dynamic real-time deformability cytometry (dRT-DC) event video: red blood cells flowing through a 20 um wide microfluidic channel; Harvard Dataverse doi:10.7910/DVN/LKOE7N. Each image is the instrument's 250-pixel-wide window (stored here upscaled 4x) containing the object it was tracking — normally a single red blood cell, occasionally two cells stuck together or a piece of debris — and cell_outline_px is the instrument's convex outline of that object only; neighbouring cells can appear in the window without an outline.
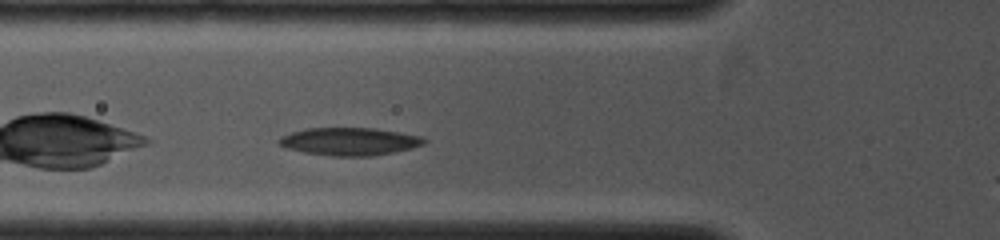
{"species": "common noctule bat (a hibernating species)", "species_latin": "Nyctalus noctula", "temperature_condition": "cold", "stored_images_in_passage": 37, "camera_frame_rate_fps": 4000, "um_per_image_px": 0.085, "animal": {"sex": "female", "body_mass_g": 19.0, "forearm_length_mm": 53.3}, "frame": {"image": 1, "passage_image": 7, "time_ms": 1.0, "image_size_px": [1000, 240], "cell_outline_px": [[428, 140], [424, 144], [412, 148], [392, 152], [368, 156], [332, 156], [304, 152], [288, 148], [280, 144], [276, 140], [280, 136], [304, 128], [376, 128], [424, 136]], "centroid_in_image_um": [29.73, 12.01], "position_along_channel_um": 96.1, "area_um2": 23.52}}
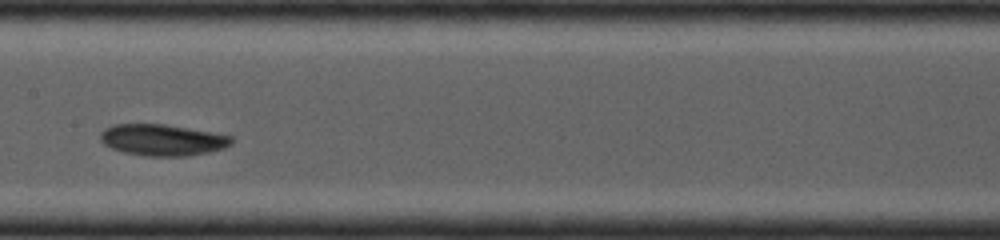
{"frame": {"image": 2, "passage_image": 19, "time_ms": 3.0, "image_size_px": [1000, 240], "cell_outline_px": [[232, 144], [224, 148], [208, 152], [188, 156], [148, 156], [124, 152], [112, 148], [104, 144], [100, 140], [100, 132], [104, 128], [112, 124], [164, 124], [212, 132], [232, 136]], "centroid_in_image_um": [13.79, 11.89], "position_along_channel_um": 193.6, "area_um2": 23.99}}
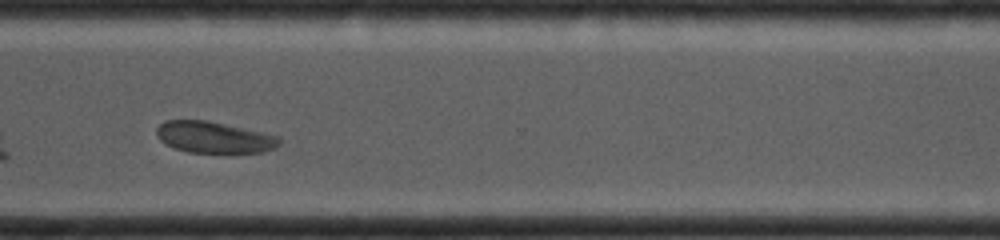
{"frame": {"image": 3, "passage_image": 31, "time_ms": 6.25, "image_size_px": [1000, 240], "cell_outline_px": [[284, 140], [276, 148], [264, 152], [188, 152], [172, 148], [160, 140], [156, 136], [156, 128], [164, 120], [208, 120], [264, 132], [280, 136]], "centroid_in_image_um": [18.22, 11.66], "position_along_channel_um": 352.4, "area_um2": 22.83}}